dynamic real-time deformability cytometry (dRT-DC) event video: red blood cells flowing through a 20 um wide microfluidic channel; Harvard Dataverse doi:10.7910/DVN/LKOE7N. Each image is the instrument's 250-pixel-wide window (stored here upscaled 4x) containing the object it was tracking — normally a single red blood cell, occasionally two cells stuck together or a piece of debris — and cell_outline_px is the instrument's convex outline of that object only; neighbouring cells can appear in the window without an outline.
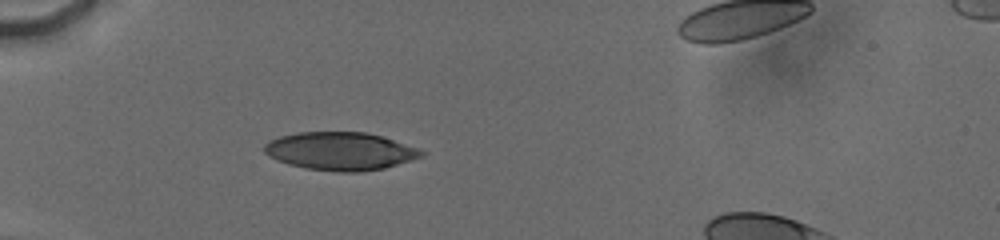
{"species": "human", "species_latin": "Homo sapiens", "temperature_condition": "cold", "stored_images_in_passage": 32, "camera_frame_rate_fps": 3000, "um_per_image_px": 0.085, "donor": {"sex": "male"}, "frame": {"image": 1, "passage_image": 3, "time_ms": 1.0, "image_size_px": [1000, 240], "cell_outline_px": [[424, 156], [384, 168], [360, 172], [340, 172], [304, 168], [288, 164], [264, 152], [264, 144], [280, 136], [296, 132], [364, 132], [380, 136], [416, 148], [424, 152]], "centroid_in_image_um": [28.91, 12.85], "position_along_channel_um": 56.1, "area_um2": 34.33}}
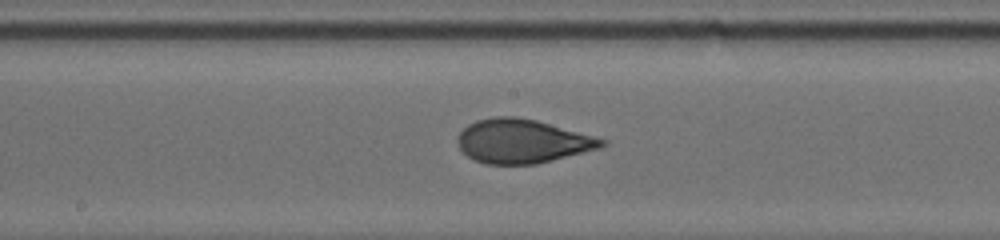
{"frame": {"image": 2, "passage_image": 13, "time_ms": 5.333, "image_size_px": [1000, 240], "cell_outline_px": [[608, 144], [600, 148], [536, 164], [484, 164], [468, 156], [460, 148], [456, 140], [460, 132], [468, 124], [476, 120], [492, 116], [516, 116], [536, 120], [608, 140]], "centroid_in_image_um": [44.39, 11.99], "position_along_channel_um": 203.8, "area_um2": 36.82}}
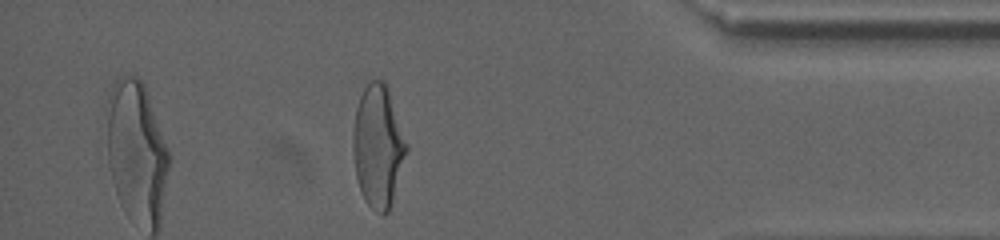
{"frame": {"image": 3, "passage_image": 26, "time_ms": 11.333, "image_size_px": [1000, 240], "cell_outline_px": [[408, 148], [388, 212], [384, 216], [380, 216], [364, 200], [356, 176], [352, 148], [352, 128], [356, 108], [360, 96], [364, 88], [372, 80], [384, 80], [388, 84], [408, 144]], "centroid_in_image_um": [32.13, 12.39], "position_along_channel_um": 403.1, "area_um2": 38.38}}